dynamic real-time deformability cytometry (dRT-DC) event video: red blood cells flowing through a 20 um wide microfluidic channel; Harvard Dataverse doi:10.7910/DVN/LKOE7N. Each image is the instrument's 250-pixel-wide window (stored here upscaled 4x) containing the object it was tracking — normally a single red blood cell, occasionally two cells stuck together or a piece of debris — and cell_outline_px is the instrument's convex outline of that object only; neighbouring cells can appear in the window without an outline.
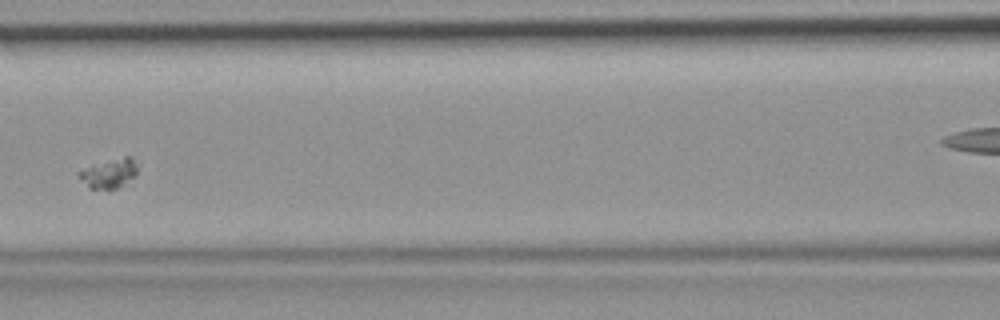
{"species": "common noctule bat (a hibernating species)", "species_latin": "Nyctalus noctula", "temperature_condition": "room temperature", "stored_images_in_passage": 5, "camera_frame_rate_fps": 3000, "um_per_image_px": 0.085, "animal": {"sex": "female", "body_mass_g": 19.9}, "frame": {"image": 1, "passage_image": 4, "time_ms": 1.0, "image_size_px": [1000, 320], "cell_outline_px": [[136, 176], [116, 188], [108, 192], [88, 188], [76, 172], [92, 164], [124, 156], [132, 156], [136, 164]], "centroid_in_image_um": [9.25, 14.76], "position_along_channel_um": 157.4, "area_um2": 10.29}}